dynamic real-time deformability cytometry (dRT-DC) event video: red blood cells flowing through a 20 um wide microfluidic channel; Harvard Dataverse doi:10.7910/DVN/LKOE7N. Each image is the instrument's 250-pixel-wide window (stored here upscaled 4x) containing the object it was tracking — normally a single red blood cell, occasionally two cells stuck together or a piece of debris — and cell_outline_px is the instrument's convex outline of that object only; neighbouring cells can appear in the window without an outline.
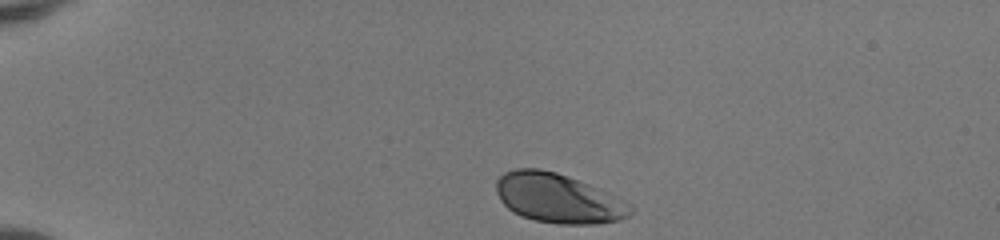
{"species": "human", "species_latin": "Homo sapiens", "temperature_condition": "room temperature", "stored_images_in_passage": 35, "camera_frame_rate_fps": 3000, "um_per_image_px": 0.085, "donor": {"sex": "female"}, "frame": {"image": 1, "passage_image": 1, "time_ms": 0.0, "image_size_px": [1000, 240], "cell_outline_px": [[632, 212], [628, 216], [620, 220], [596, 224], [556, 224], [536, 220], [520, 216], [512, 212], [500, 200], [496, 192], [496, 180], [504, 172], [516, 168], [540, 168], [556, 172], [568, 176], [588, 184], [616, 196], [632, 204]], "centroid_in_image_um": [47.43, 16.85], "position_along_channel_um": 37.6, "area_um2": 38.84}}
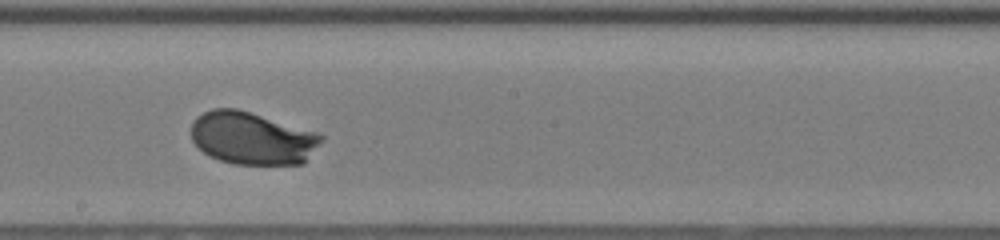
{"frame": {"image": 2, "passage_image": 20, "time_ms": 6.333, "image_size_px": [1000, 240], "cell_outline_px": [[324, 140], [304, 164], [232, 164], [220, 160], [204, 152], [192, 140], [192, 124], [196, 116], [212, 108], [236, 108], [316, 132], [324, 136]], "centroid_in_image_um": [21.46, 11.75], "position_along_channel_um": 226.7, "area_um2": 39.77}}
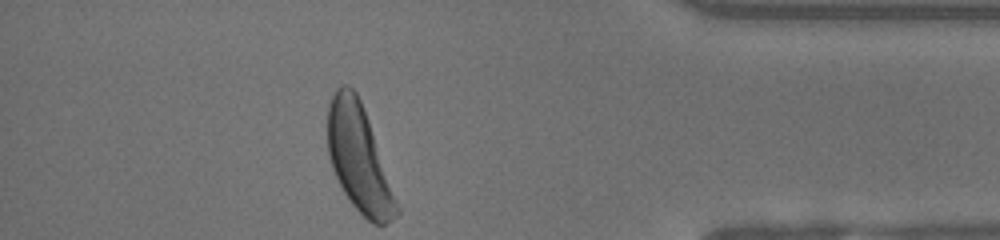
{"frame": {"image": 3, "passage_image": 35, "time_ms": 11.333, "image_size_px": [1000, 240], "cell_outline_px": [[400, 212], [392, 220], [384, 224], [372, 224], [348, 200], [332, 168], [328, 156], [328, 104], [336, 88], [340, 84], [348, 84], [356, 92], [360, 100], [368, 120], [400, 208]], "centroid_in_image_um": [30.5, 13.46], "position_along_channel_um": 404.7, "area_um2": 42.43}, "authors_computed_cell_mechanics": {"area_um2": 39.7664, "velocity_mm_per_s": 4.0793, "shape_relaxation_time_tau1_ms": 1.5981, "shape_relaxation_time_tau2_ms": null, "deformation_change_tau1": 0.1364, "deformation_change_tau2": null}}